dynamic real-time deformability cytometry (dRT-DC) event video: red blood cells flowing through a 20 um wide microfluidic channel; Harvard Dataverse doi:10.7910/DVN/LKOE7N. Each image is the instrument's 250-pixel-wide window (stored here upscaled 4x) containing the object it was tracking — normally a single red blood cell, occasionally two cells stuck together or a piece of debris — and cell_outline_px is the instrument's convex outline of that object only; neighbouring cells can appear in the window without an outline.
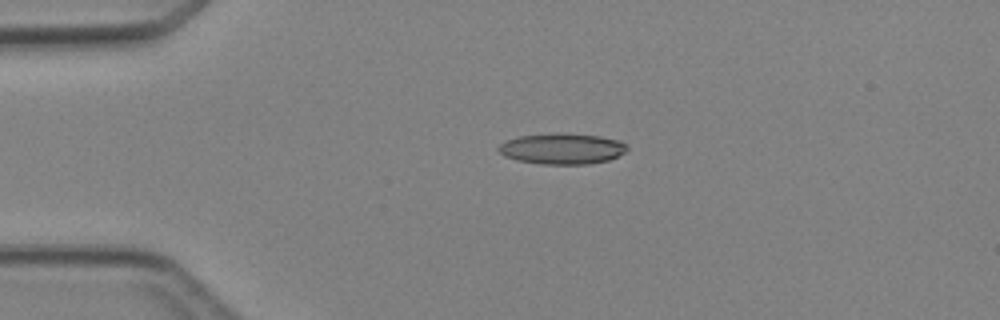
{"species": "Egyptian fruit bat (a non-hibernating species)", "species_latin": "Rousettus aegyptiacus", "temperature_condition": "cold", "stored_images_in_passage": 2, "camera_frame_rate_fps": 3000, "um_per_image_px": 0.085, "animal": {"sex": "female"}, "frame": {"image": 1, "passage_image": 1, "time_ms": 0.0, "image_size_px": [1000, 320], "cell_outline_px": [[628, 148], [624, 152], [608, 160], [588, 164], [540, 164], [516, 160], [504, 156], [496, 148], [504, 140], [520, 136], [556, 132], [564, 132], [600, 136], [620, 140], [628, 144]], "centroid_in_image_um": [47.76, 12.62], "position_along_channel_um": 37.2, "area_um2": 23.47}}